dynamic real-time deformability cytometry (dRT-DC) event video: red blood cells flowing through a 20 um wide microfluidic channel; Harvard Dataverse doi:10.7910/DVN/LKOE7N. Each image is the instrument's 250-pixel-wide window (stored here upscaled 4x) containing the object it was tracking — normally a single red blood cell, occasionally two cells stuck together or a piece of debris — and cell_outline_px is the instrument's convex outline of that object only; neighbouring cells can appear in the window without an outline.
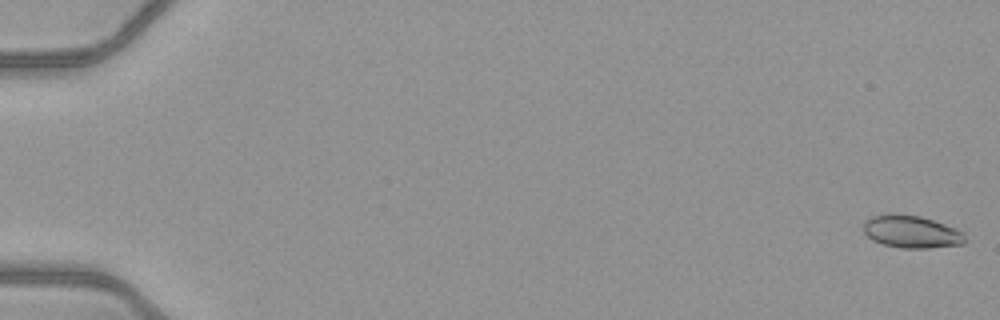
{"species": "common noctule bat (a hibernating species)", "species_latin": "Nyctalus noctula", "temperature_condition": "warm", "stored_images_in_passage": 52, "camera_frame_rate_fps": 3000, "um_per_image_px": 0.085, "animal": {"sex": "female", "body_mass_g": 21.9}, "frame": {"image": 1, "passage_image": 1, "time_ms": 0.0, "image_size_px": [1000, 320], "cell_outline_px": [[964, 244], [928, 248], [900, 248], [884, 244], [872, 240], [864, 232], [864, 220], [872, 216], [892, 212], [920, 216], [944, 224], [964, 232]], "centroid_in_image_um": [77.44, 19.68], "position_along_channel_um": 7.6, "area_um2": 19.31}}
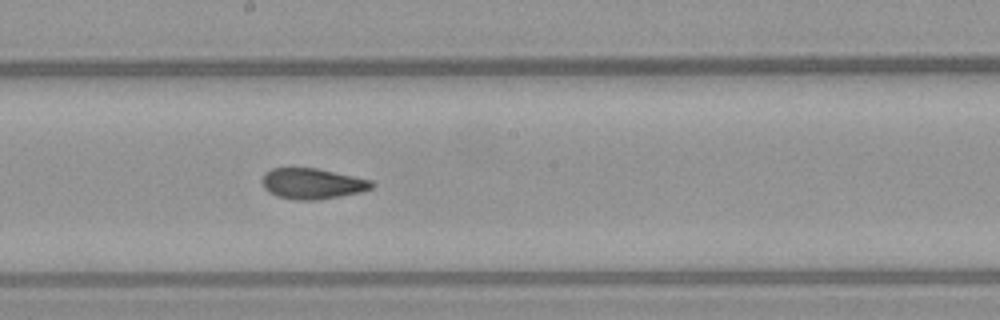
{"frame": {"image": 2, "passage_image": 30, "time_ms": 9.667, "image_size_px": [1000, 320], "cell_outline_px": [[376, 184], [372, 188], [360, 192], [340, 196], [316, 200], [296, 200], [276, 196], [268, 192], [264, 188], [260, 180], [264, 172], [272, 168], [316, 168], [372, 180]], "centroid_in_image_um": [26.51, 15.61], "position_along_channel_um": 221.7, "area_um2": 19.77}}
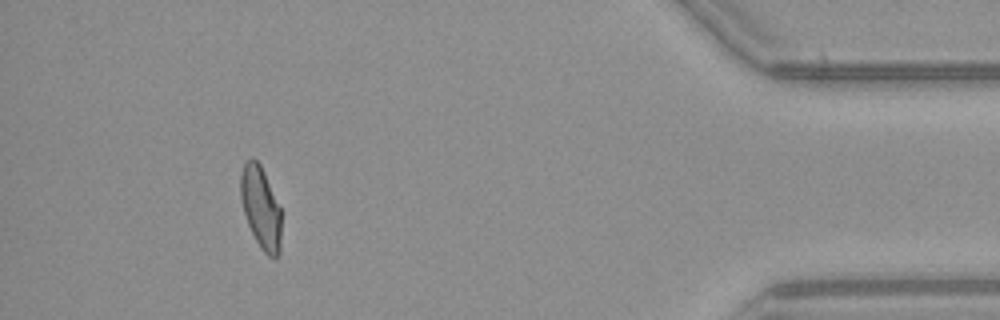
{"frame": {"image": 3, "passage_image": 48, "time_ms": 15.667, "image_size_px": [1000, 320], "cell_outline_px": [[280, 252], [276, 256], [268, 256], [260, 248], [248, 224], [240, 200], [240, 176], [244, 164], [252, 156], [260, 164], [264, 172], [280, 208]], "centroid_in_image_um": [22.14, 17.63], "position_along_channel_um": 413.1, "area_um2": 19.19}, "authors_computed_cell_mechanics": {"area_um2": 19.6231, "velocity_mm_per_s": 4.1068, "shape_relaxation_time_tau1_ms": null, "shape_relaxation_time_tau2_ms": 1.477, "deformation_change_tau1": null, "deformation_change_tau2": 0.0753}}